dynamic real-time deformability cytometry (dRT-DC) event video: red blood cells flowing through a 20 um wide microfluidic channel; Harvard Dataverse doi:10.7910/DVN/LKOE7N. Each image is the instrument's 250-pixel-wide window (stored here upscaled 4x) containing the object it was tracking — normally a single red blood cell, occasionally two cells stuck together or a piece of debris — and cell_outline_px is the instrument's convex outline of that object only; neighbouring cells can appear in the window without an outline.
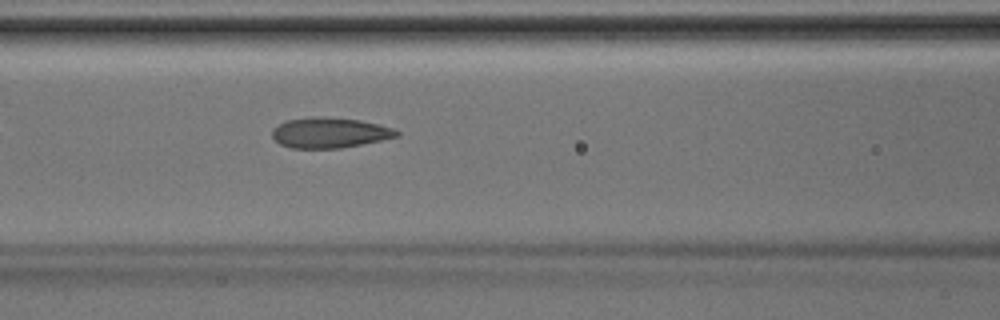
{"species": "Egyptian fruit bat (a non-hibernating species)", "species_latin": "Rousettus aegyptiacus", "temperature_condition": "room temperature", "stored_images_in_passage": 5, "camera_frame_rate_fps": 3000, "um_per_image_px": 0.085, "animal": {"sex": "male"}, "frame": {"image": 1, "passage_image": 5, "time_ms": 1.333, "image_size_px": [1000, 320], "cell_outline_px": [[400, 136], [340, 148], [292, 148], [280, 144], [272, 136], [272, 128], [288, 120], [312, 116], [320, 116], [360, 120], [392, 128], [400, 132]], "centroid_in_image_um": [28.0, 11.27], "position_along_channel_um": 138.6, "area_um2": 21.85}}